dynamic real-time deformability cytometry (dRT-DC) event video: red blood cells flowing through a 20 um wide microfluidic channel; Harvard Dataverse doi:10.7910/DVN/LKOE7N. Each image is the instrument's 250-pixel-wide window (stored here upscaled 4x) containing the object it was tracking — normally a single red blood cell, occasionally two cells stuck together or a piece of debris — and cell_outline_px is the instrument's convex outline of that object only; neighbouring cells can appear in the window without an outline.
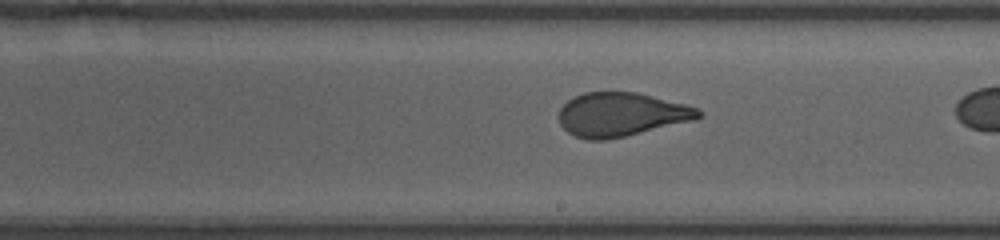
{"species": "human", "species_latin": "Homo sapiens", "temperature_condition": "room temperature", "stored_images_in_passage": 27, "camera_frame_rate_fps": 3000, "um_per_image_px": 0.085, "donor": {"sex": "female"}, "frame": {"image": 1, "passage_image": 16, "time_ms": 5.0, "image_size_px": [1000, 240], "cell_outline_px": [[704, 116], [696, 120], [624, 136], [604, 140], [588, 140], [576, 136], [568, 132], [560, 124], [560, 108], [568, 100], [584, 92], [636, 92], [684, 104], [696, 108], [704, 112]], "centroid_in_image_um": [52.83, 9.73], "position_along_channel_um": 236.2, "area_um2": 35.43}}